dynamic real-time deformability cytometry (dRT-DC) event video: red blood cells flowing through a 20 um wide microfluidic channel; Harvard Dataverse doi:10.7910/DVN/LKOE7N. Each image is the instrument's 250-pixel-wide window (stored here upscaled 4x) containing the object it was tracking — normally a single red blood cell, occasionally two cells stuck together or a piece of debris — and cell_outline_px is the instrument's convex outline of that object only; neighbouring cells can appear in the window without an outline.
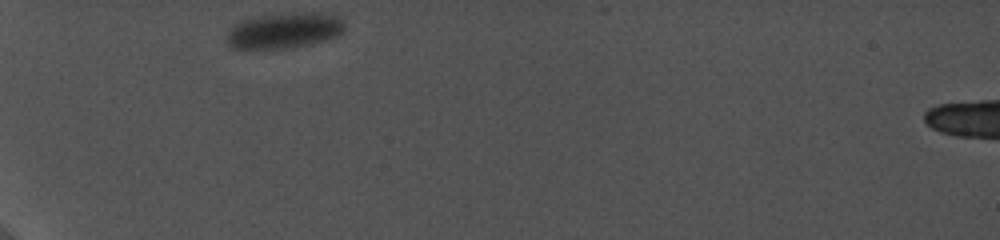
{"species": "common noctule bat (a hibernating species)", "species_latin": "Nyctalus noctula", "temperature_condition": "cold", "stored_images_in_passage": 16, "camera_frame_rate_fps": 5000, "um_per_image_px": 0.085, "animal": {"sex": "female", "body_mass_g": 19.0, "forearm_length_mm": 56.7}, "frame": {"image": 1, "passage_image": 1, "time_ms": 0.0, "image_size_px": [1000, 240], "cell_outline_px": [[344, 32], [336, 36], [312, 44], [292, 48], [232, 48], [228, 44], [228, 32], [240, 20], [260, 16], [292, 12], [320, 12], [336, 16], [344, 20]], "centroid_in_image_um": [24.21, 2.58], "position_along_channel_um": 60.8, "area_um2": 24.51}}
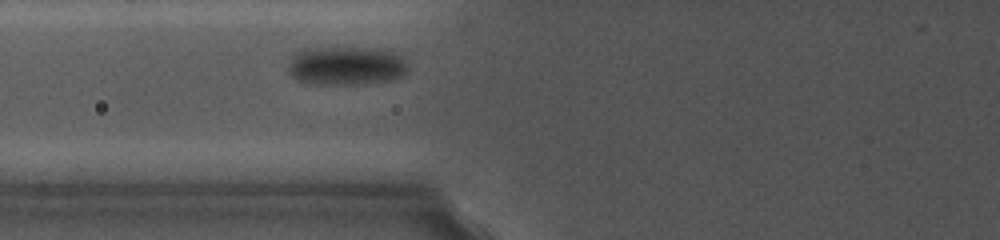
{"frame": {"image": 2, "passage_image": 11, "time_ms": 1.8, "image_size_px": [1000, 240], "cell_outline_px": [[408, 72], [404, 76], [392, 80], [356, 84], [316, 84], [296, 80], [288, 72], [288, 64], [292, 56], [300, 48], [384, 48], [396, 52], [408, 64]], "centroid_in_image_um": [29.45, 5.58], "position_along_channel_um": 96.4, "area_um2": 27.51}}